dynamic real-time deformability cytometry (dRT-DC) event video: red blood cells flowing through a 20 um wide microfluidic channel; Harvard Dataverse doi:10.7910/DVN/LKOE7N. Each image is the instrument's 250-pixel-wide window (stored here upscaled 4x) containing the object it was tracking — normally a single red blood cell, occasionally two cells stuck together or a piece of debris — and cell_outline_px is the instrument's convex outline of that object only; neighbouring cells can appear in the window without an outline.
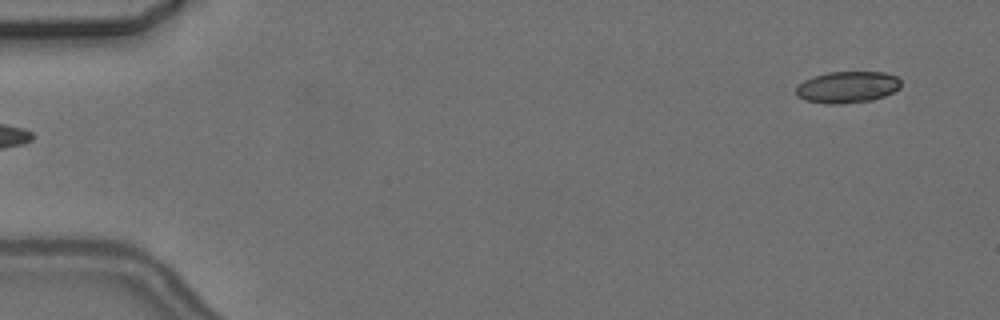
{"species": "common noctule bat (a hibernating species)", "species_latin": "Nyctalus noctula", "temperature_condition": "cold", "stored_images_in_passage": 7, "camera_frame_rate_fps": 3000, "um_per_image_px": 0.085, "animal": {"sex": "female", "body_mass_g": 24.6, "forearm_length_mm": 56.2}, "frame": {"image": 1, "passage_image": 1, "time_ms": 0.0, "image_size_px": [1000, 320], "cell_outline_px": [[900, 88], [884, 96], [872, 100], [840, 104], [824, 104], [804, 100], [796, 96], [796, 88], [804, 80], [812, 76], [828, 72], [884, 72], [896, 76], [900, 80]], "centroid_in_image_um": [72.0, 7.41], "position_along_channel_um": 13.0, "area_um2": 19.42}}
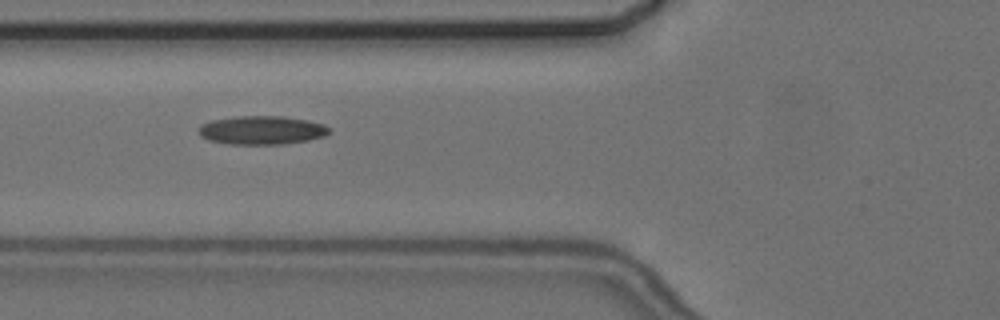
{"frame": {"image": 2, "passage_image": 6, "time_ms": 6.0, "image_size_px": [1000, 320], "cell_outline_px": [[332, 128], [324, 136], [308, 140], [284, 144], [228, 144], [208, 140], [200, 136], [200, 124], [212, 120], [236, 116], [280, 116], [308, 120], [324, 124]], "centroid_in_image_um": [22.26, 11.06], "position_along_channel_um": 103.5, "area_um2": 21.79}}
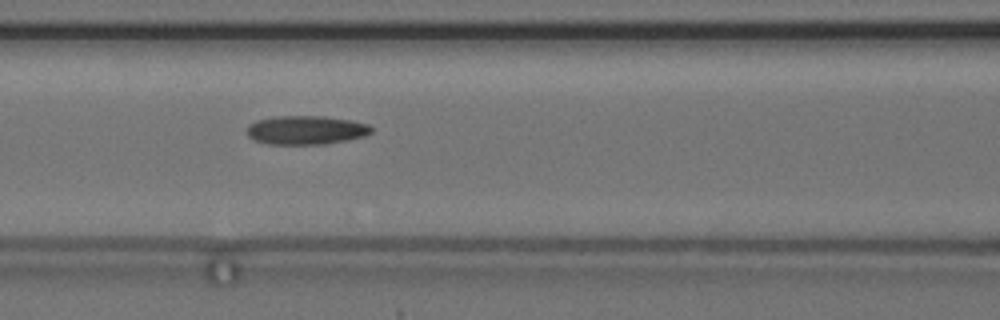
{"frame": {"image": 3, "passage_image": 7, "time_ms": 7.0, "image_size_px": [1000, 320], "cell_outline_px": [[372, 132], [364, 136], [348, 140], [324, 144], [268, 144], [256, 140], [248, 136], [248, 124], [256, 120], [276, 116], [324, 116], [348, 120], [368, 124], [372, 128]], "centroid_in_image_um": [26.01, 11.05], "position_along_channel_um": 140.6, "area_um2": 20.81}}